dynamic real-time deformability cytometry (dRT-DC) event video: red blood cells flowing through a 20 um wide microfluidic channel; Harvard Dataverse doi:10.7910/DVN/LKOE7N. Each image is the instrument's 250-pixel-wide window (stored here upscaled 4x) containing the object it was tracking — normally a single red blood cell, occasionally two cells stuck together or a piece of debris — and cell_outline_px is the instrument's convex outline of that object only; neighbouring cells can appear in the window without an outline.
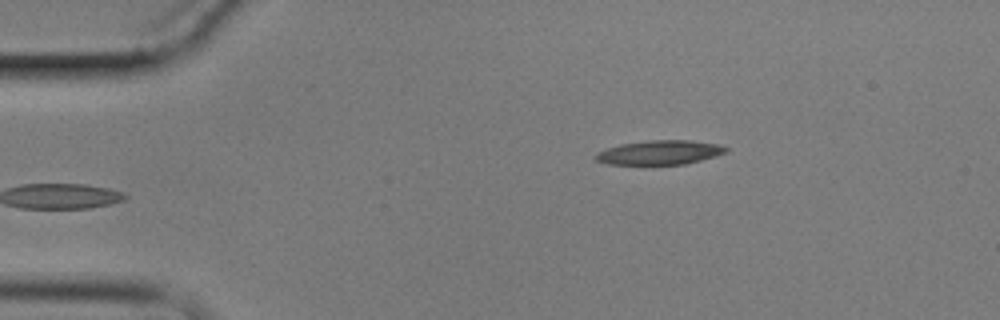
{"species": "common noctule bat (a hibernating species)", "species_latin": "Nyctalus noctula", "temperature_condition": "cold", "stored_images_in_passage": 5, "camera_frame_rate_fps": 3000, "um_per_image_px": 0.085, "animal": {"sex": "male", "body_mass_g": 17.9}, "frame": {"image": 1, "passage_image": 5, "time_ms": 4.667, "image_size_px": [1000, 320], "cell_outline_px": [[728, 152], [716, 156], [684, 164], [608, 164], [592, 160], [592, 156], [596, 152], [620, 144], [648, 140], [692, 140], [720, 144], [728, 148]], "centroid_in_image_um": [56.05, 12.95], "position_along_channel_um": 28.9, "area_um2": 18.61}}